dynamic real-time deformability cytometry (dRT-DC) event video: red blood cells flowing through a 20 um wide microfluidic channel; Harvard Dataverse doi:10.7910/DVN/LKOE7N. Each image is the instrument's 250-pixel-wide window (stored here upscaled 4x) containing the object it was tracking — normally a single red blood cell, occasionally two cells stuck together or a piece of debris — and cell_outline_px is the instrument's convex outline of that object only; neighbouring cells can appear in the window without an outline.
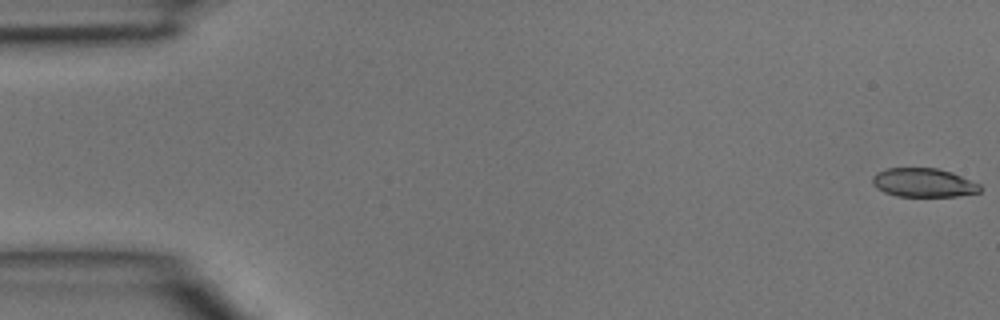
{"species": "common noctule bat (a hibernating species)", "species_latin": "Nyctalus noctula", "temperature_condition": "room temperature", "stored_images_in_passage": 44, "camera_frame_rate_fps": 3000, "um_per_image_px": 0.085, "animal": {"sex": "male", "body_mass_g": 15.6}, "frame": {"image": 1, "passage_image": 1, "time_ms": 0.0, "image_size_px": [1000, 320], "cell_outline_px": [[984, 188], [980, 192], [956, 196], [896, 196], [884, 192], [876, 188], [872, 184], [872, 176], [876, 172], [888, 168], [936, 168], [952, 172], [980, 184]], "centroid_in_image_um": [78.49, 15.52], "position_along_channel_um": 6.5, "area_um2": 18.21}}
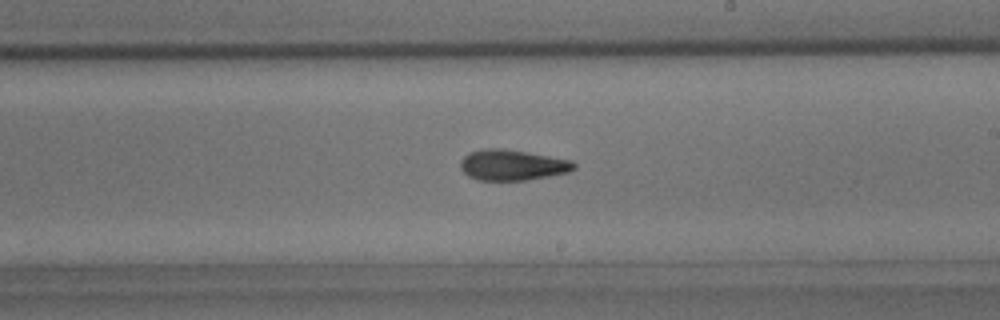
{"frame": {"image": 2, "passage_image": 27, "time_ms": 8.667, "image_size_px": [1000, 320], "cell_outline_px": [[576, 168], [568, 172], [548, 176], [524, 180], [480, 180], [468, 176], [460, 168], [460, 160], [468, 152], [484, 148], [500, 148], [572, 160], [576, 164]], "centroid_in_image_um": [43.52, 14.02], "position_along_channel_um": 245.5, "area_um2": 20.17}}
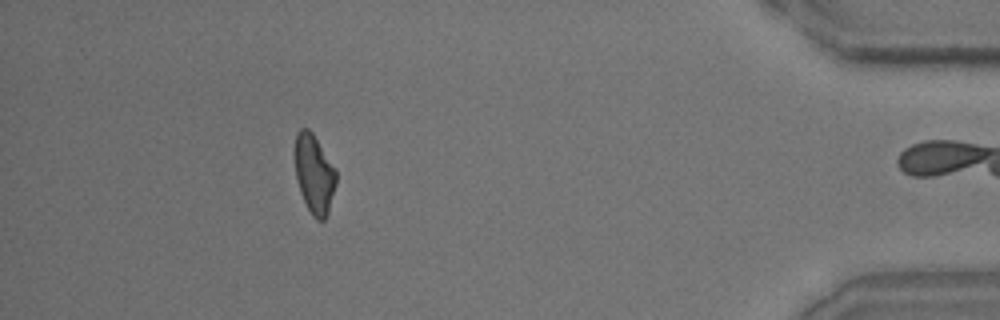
{"frame": {"image": 3, "passage_image": 42, "time_ms": 13.667, "image_size_px": [1000, 320], "cell_outline_px": [[336, 184], [328, 212], [324, 220], [316, 220], [312, 216], [300, 192], [296, 180], [292, 152], [296, 132], [300, 128], [308, 128], [312, 132], [336, 168]], "centroid_in_image_um": [26.66, 14.73], "position_along_channel_um": 408.5, "area_um2": 19.54}}